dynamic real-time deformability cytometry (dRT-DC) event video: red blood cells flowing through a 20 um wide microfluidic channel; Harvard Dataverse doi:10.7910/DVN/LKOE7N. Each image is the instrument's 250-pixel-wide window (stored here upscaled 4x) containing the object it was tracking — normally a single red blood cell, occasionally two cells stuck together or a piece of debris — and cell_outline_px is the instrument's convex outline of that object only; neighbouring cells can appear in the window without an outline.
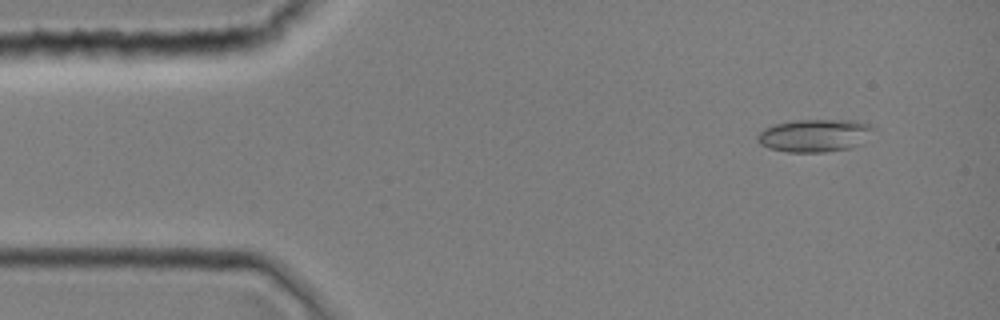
{"species": "common noctule bat (a hibernating species)", "species_latin": "Nyctalus noctula", "temperature_condition": "room temperature", "stored_images_in_passage": 3, "camera_frame_rate_fps": 3000, "um_per_image_px": 0.085, "animal": {"sex": "female", "body_mass_g": 19.0, "forearm_length_mm": 51.5}, "frame": {"image": 1, "passage_image": 3, "time_ms": 0.667, "image_size_px": [1000, 320], "cell_outline_px": [[876, 128], [864, 144], [848, 148], [824, 152], [788, 152], [768, 148], [760, 144], [756, 140], [756, 136], [764, 128], [776, 124], [796, 120], [852, 120], [872, 124]], "centroid_in_image_um": [69.29, 11.52], "position_along_channel_um": 15.7, "area_um2": 22.43}}